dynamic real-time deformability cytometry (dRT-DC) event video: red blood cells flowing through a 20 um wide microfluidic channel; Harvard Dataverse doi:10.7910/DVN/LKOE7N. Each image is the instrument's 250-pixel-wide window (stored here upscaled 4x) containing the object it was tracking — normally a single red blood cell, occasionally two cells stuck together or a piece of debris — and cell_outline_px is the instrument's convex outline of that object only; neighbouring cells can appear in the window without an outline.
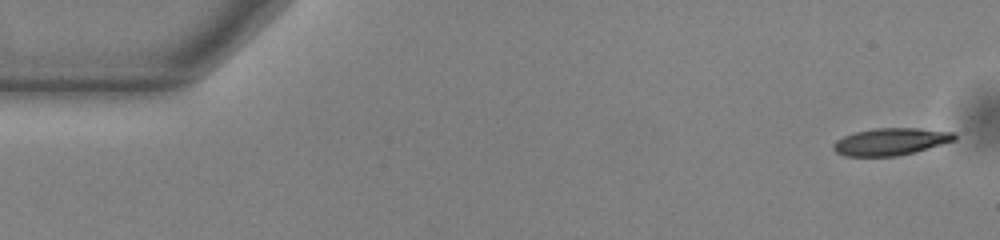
{"species": "common noctule bat (a hibernating species)", "species_latin": "Nyctalus noctula", "temperature_condition": "warm", "stored_images_in_passage": 40, "camera_frame_rate_fps": 3000, "um_per_image_px": 0.085, "animal": {"sex": "male", "body_mass_g": 13.0, "forearm_length_mm": 53.1}, "frame": {"image": 1, "passage_image": 1, "time_ms": 0.0, "image_size_px": [1000, 240], "cell_outline_px": [[956, 140], [916, 152], [896, 156], [844, 156], [836, 152], [832, 148], [832, 144], [836, 140], [844, 136], [856, 132], [872, 128], [920, 128], [956, 132]], "centroid_in_image_um": [75.73, 12.03], "position_along_channel_um": 9.3, "area_um2": 19.36}}
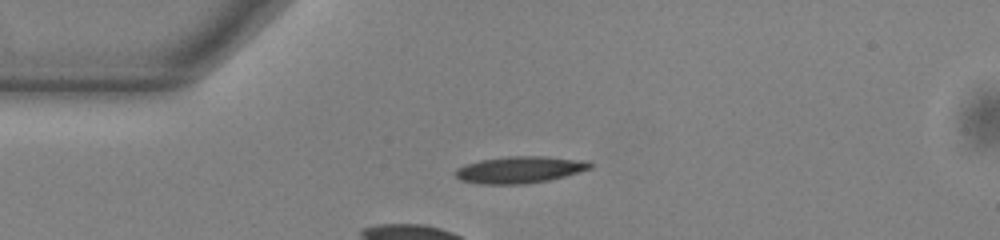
{"frame": {"image": 2, "passage_image": 12, "time_ms": 3.667, "image_size_px": [1000, 240], "cell_outline_px": [[592, 168], [580, 172], [548, 180], [524, 184], [480, 184], [460, 180], [456, 176], [456, 168], [464, 164], [480, 160], [508, 156], [548, 156], [584, 160], [592, 164]], "centroid_in_image_um": [44.17, 14.42], "position_along_channel_um": 40.8, "area_um2": 21.1}}
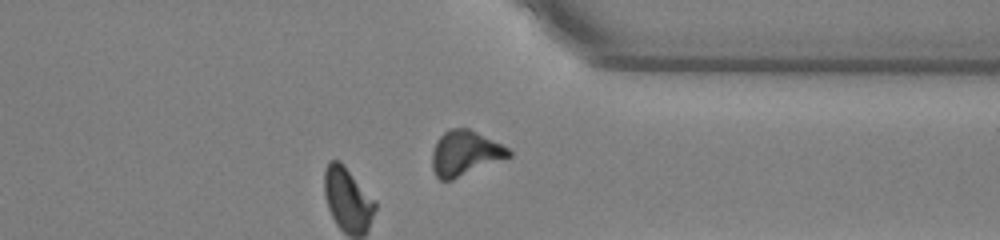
{"frame": {"image": 3, "passage_image": 40, "time_ms": 13.0, "image_size_px": [1000, 240], "cell_outline_px": [[512, 156], [452, 180], [440, 180], [436, 176], [432, 168], [432, 152], [436, 140], [448, 128], [468, 128], [508, 148], [512, 152]], "centroid_in_image_um": [39.5, 13.03], "position_along_channel_um": 371.9, "area_um2": 20.0}, "authors_computed_cell_mechanics": {"area_um2": 20.0566, "velocity_mm_per_s": 3.8242, "shape_relaxation_time_tau1_ms": 3.1774, "shape_relaxation_time_tau2_ms": 3.6601, "deformation_change_tau1": 0.121, "deformation_change_tau2": 0.0492}}